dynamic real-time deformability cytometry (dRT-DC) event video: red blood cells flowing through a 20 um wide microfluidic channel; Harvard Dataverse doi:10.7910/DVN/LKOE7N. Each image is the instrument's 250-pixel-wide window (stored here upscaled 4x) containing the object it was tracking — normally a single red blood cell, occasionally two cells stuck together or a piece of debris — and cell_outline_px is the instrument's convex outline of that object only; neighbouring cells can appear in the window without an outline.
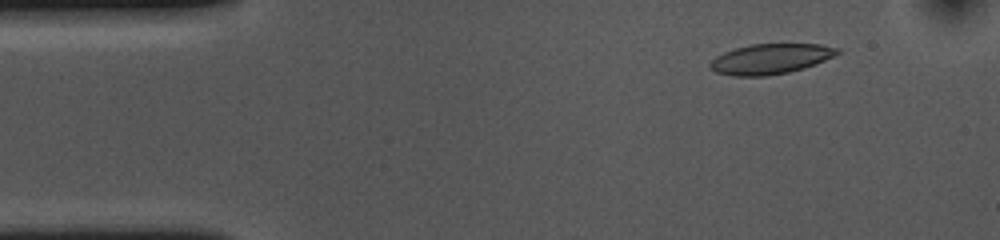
{"species": "common noctule bat (a hibernating species)", "species_latin": "Nyctalus noctula", "temperature_condition": "cold", "stored_images_in_passage": 54, "camera_frame_rate_fps": 3000, "um_per_image_px": 0.085, "animal": {"sex": "female", "body_mass_g": 10.0, "forearm_length_mm": 53.1}, "frame": {"image": 1, "passage_image": 6, "time_ms": 1.667, "image_size_px": [1000, 240], "cell_outline_px": [[840, 52], [816, 64], [804, 68], [788, 72], [768, 76], [732, 76], [716, 72], [708, 64], [716, 56], [724, 52], [736, 48], [752, 44], [820, 44], [840, 48]], "centroid_in_image_um": [65.49, 5.01], "position_along_channel_um": 19.5, "area_um2": 22.31}}
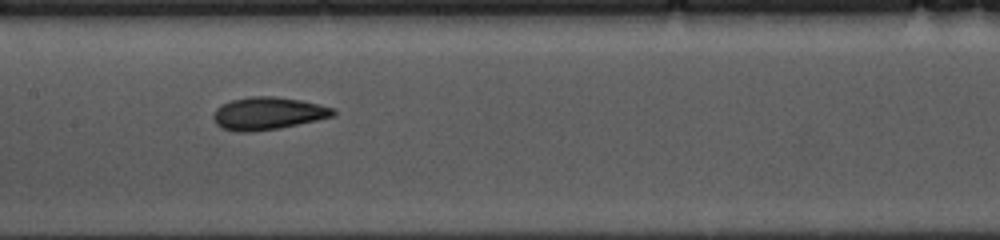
{"frame": {"image": 2, "passage_image": 25, "time_ms": 8.0, "image_size_px": [1000, 240], "cell_outline_px": [[336, 112], [332, 116], [316, 120], [280, 128], [252, 132], [236, 132], [220, 128], [216, 124], [212, 116], [216, 108], [232, 100], [252, 96], [276, 96], [300, 100], [320, 104], [336, 108]], "centroid_in_image_um": [22.76, 9.64], "position_along_channel_um": 184.6, "area_um2": 22.83}}
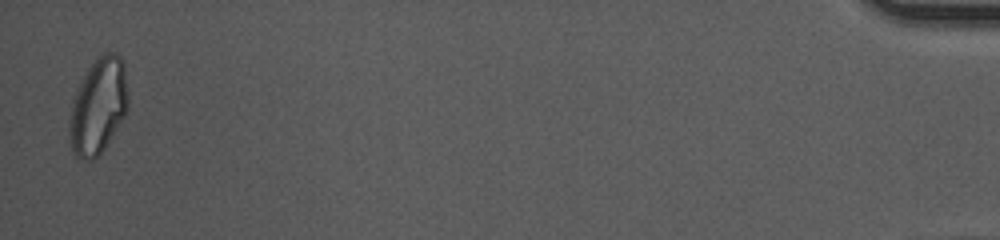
{"frame": {"image": 3, "passage_image": 53, "time_ms": 17.333, "image_size_px": [1000, 240], "cell_outline_px": [[128, 108], [124, 116], [104, 148], [92, 160], [84, 160], [76, 156], [72, 152], [72, 100], [88, 68], [96, 56], [104, 52], [112, 52], [120, 56], [124, 60], [128, 96]], "centroid_in_image_um": [8.41, 8.95], "position_along_channel_um": 426.8, "area_um2": 32.02}, "authors_computed_cell_mechanics": {"area_um2": 22.4842, "velocity_mm_per_s": 3.6414, "shape_relaxation_time_tau1_ms": 5.731, "shape_relaxation_time_tau2_ms": 2.5547, "deformation_change_tau1": 0.1463, "deformation_change_tau2": 0.0795}}